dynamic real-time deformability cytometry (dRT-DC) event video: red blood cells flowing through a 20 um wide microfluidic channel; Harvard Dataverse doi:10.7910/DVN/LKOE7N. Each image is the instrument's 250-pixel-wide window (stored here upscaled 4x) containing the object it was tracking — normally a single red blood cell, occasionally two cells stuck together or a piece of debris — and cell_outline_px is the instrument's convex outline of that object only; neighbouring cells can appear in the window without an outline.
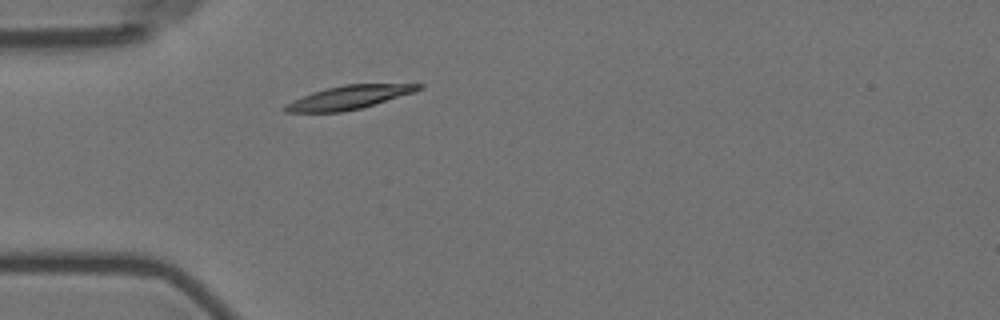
{"species": "Egyptian fruit bat (a non-hibernating species)", "species_latin": "Rousettus aegyptiacus", "temperature_condition": "room temperature", "stored_images_in_passage": 2, "camera_frame_rate_fps": 3000, "um_per_image_px": 0.085, "animal": {"sex": "female"}, "frame": {"image": 1, "passage_image": 2, "time_ms": 2.0, "image_size_px": [1000, 320], "cell_outline_px": [[424, 88], [412, 92], [360, 108], [340, 112], [284, 112], [280, 108], [284, 104], [292, 100], [312, 92], [344, 84], [424, 84]], "centroid_in_image_um": [29.57, 8.28], "position_along_channel_um": 55.4, "area_um2": 18.03}}